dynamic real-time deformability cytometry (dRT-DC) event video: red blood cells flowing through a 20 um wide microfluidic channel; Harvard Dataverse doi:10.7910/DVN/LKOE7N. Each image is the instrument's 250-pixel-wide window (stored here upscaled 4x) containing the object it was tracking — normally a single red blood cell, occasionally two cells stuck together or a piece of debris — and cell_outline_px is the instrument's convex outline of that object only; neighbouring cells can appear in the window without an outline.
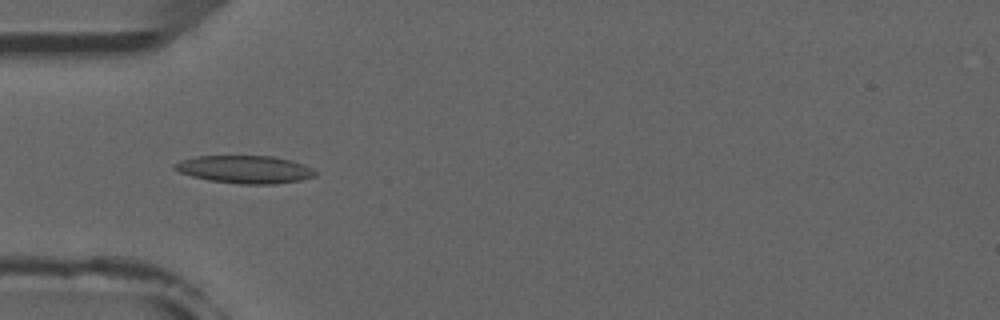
{"species": "common noctule bat (a hibernating species)", "species_latin": "Nyctalus noctula", "temperature_condition": "room temperature", "stored_images_in_passage": 7, "camera_frame_rate_fps": 3000, "um_per_image_px": 0.085, "animal": {"sex": "male", "forearm_length_mm": 52.5}, "frame": {"image": 1, "passage_image": 5, "time_ms": 4.667, "image_size_px": [1000, 320], "cell_outline_px": [[316, 176], [300, 180], [276, 184], [240, 184], [208, 180], [192, 176], [180, 172], [172, 168], [172, 164], [180, 160], [196, 156], [272, 156], [292, 160], [304, 164], [312, 168], [316, 172]], "centroid_in_image_um": [20.81, 14.4], "position_along_channel_um": 64.2, "area_um2": 22.89}}
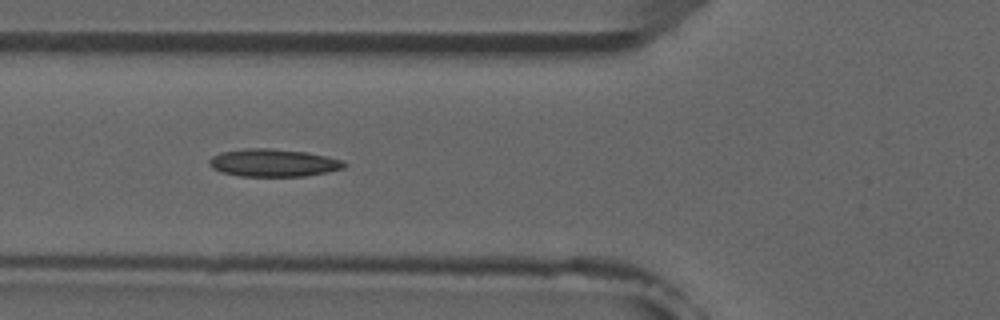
{"frame": {"image": 2, "passage_image": 6, "time_ms": 5.667, "image_size_px": [1000, 320], "cell_outline_px": [[348, 164], [344, 168], [304, 176], [240, 176], [220, 172], [212, 168], [208, 164], [208, 160], [212, 156], [220, 152], [244, 148], [272, 148], [304, 152], [328, 156], [344, 160]], "centroid_in_image_um": [23.21, 13.83], "position_along_channel_um": 102.6, "area_um2": 21.91}}
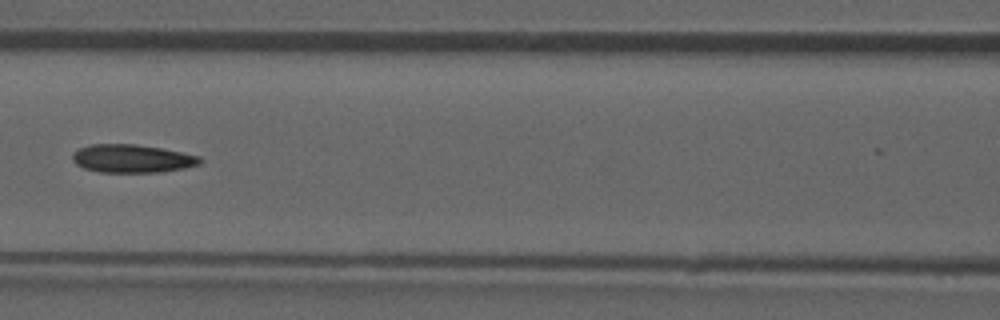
{"frame": {"image": 3, "passage_image": 7, "time_ms": 7.0, "image_size_px": [1000, 320], "cell_outline_px": [[204, 160], [200, 164], [184, 168], [160, 172], [100, 172], [84, 168], [76, 164], [72, 160], [72, 152], [88, 144], [136, 144], [160, 148], [200, 156]], "centroid_in_image_um": [11.21, 13.47], "position_along_channel_um": 155.4, "area_um2": 20.98}}